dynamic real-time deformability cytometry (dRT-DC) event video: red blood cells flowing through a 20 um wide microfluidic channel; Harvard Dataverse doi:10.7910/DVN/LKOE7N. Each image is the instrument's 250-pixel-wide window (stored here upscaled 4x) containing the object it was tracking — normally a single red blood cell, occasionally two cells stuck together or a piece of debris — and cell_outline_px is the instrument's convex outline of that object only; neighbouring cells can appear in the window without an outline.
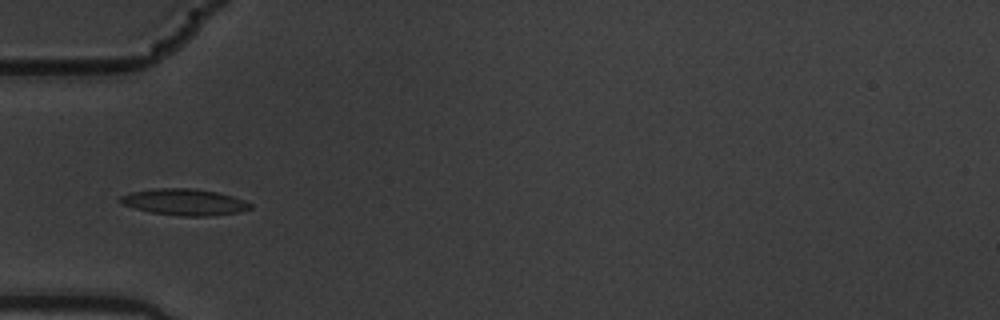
{"species": "common noctule bat (a hibernating species)", "species_latin": "Nyctalus noctula", "temperature_condition": "warm", "stored_images_in_passage": 9, "camera_frame_rate_fps": 3000, "um_per_image_px": 0.085, "animal": {"sex": "male", "body_mass_g": 19.5, "forearm_length_mm": 54.6}, "frame": {"image": 1, "passage_image": 6, "time_ms": 1.667, "image_size_px": [1000, 320], "cell_outline_px": [[252, 208], [240, 212], [208, 216], [180, 216], [152, 212], [136, 208], [124, 204], [120, 200], [120, 196], [132, 192], [156, 188], [192, 188], [216, 192], [232, 196], [244, 200], [252, 204]], "centroid_in_image_um": [15.72, 17.17], "position_along_channel_um": 69.3, "area_um2": 19.77}}
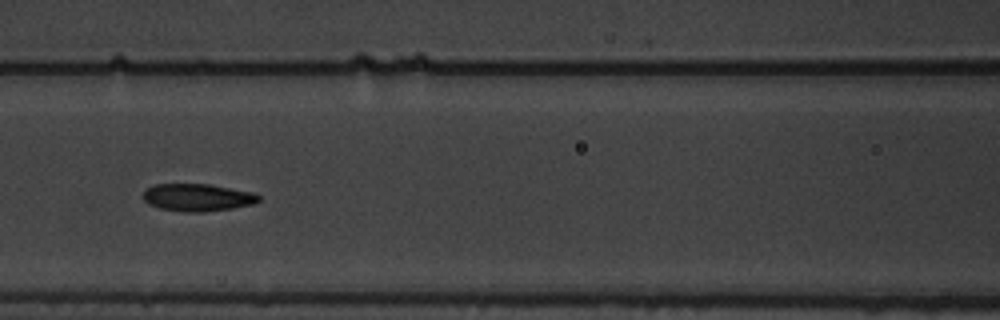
{"frame": {"image": 2, "passage_image": 8, "time_ms": 2.333, "image_size_px": [1000, 320], "cell_outline_px": [[260, 200], [252, 204], [232, 208], [204, 212], [184, 212], [160, 208], [148, 204], [144, 200], [144, 192], [148, 188], [156, 184], [208, 184], [256, 192], [260, 196]], "centroid_in_image_um": [16.82, 16.78], "position_along_channel_um": 149.8, "area_um2": 18.5}}
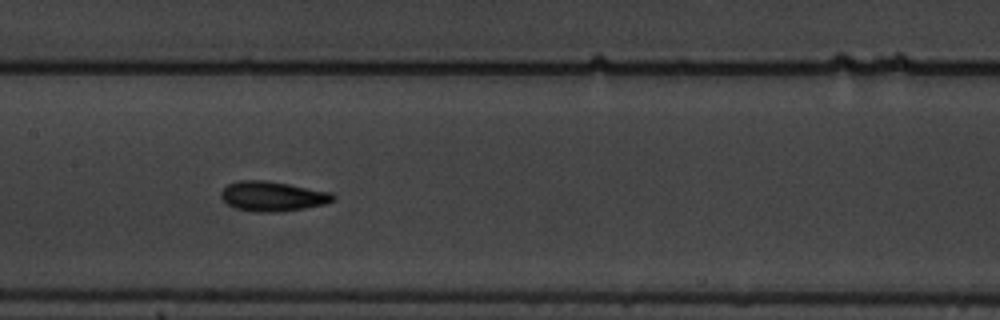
{"frame": {"image": 3, "passage_image": 9, "time_ms": 2.667, "image_size_px": [1000, 320], "cell_outline_px": [[336, 200], [324, 204], [304, 208], [280, 212], [256, 212], [236, 208], [228, 204], [220, 196], [220, 192], [228, 184], [236, 180], [264, 180], [288, 184], [332, 192], [336, 196]], "centroid_in_image_um": [23.18, 16.68], "position_along_channel_um": 184.2, "area_um2": 19.54}}